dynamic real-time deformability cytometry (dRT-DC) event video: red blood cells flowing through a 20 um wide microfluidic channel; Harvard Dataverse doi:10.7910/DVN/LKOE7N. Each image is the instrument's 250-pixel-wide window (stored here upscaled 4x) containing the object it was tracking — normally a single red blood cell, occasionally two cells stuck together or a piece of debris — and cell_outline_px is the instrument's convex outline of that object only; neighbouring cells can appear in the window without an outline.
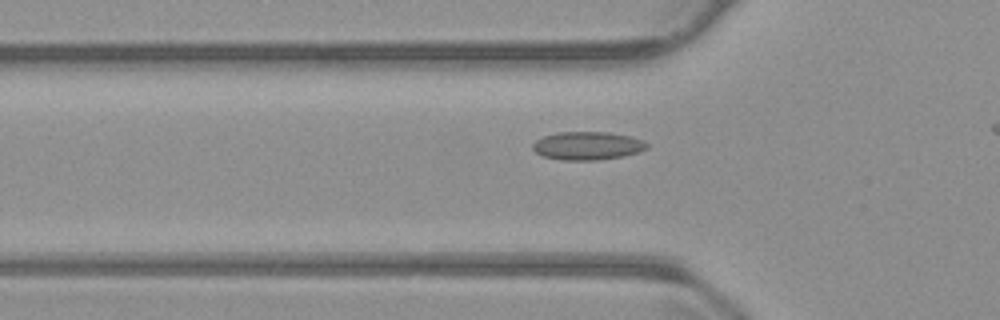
{"species": "common noctule bat (a hibernating species)", "species_latin": "Nyctalus noctula", "temperature_condition": "warm", "stored_images_in_passage": 37, "camera_frame_rate_fps": 3000, "um_per_image_px": 0.085, "animal": {"sex": "male", "body_mass_g": 23.1, "forearm_length_mm": 52.7}, "frame": {"image": 1, "passage_image": 11, "time_ms": 3.333, "image_size_px": [1000, 320], "cell_outline_px": [[648, 148], [640, 152], [624, 156], [596, 160], [560, 160], [544, 156], [536, 152], [532, 148], [532, 144], [536, 140], [544, 136], [556, 132], [608, 132], [632, 136], [648, 144]], "centroid_in_image_um": [49.94, 12.39], "position_along_channel_um": 75.9, "area_um2": 18.84}}
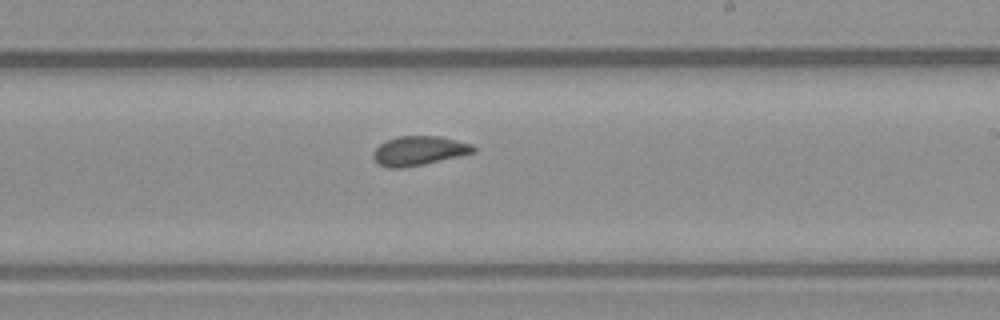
{"frame": {"image": 2, "passage_image": 25, "time_ms": 8.0, "image_size_px": [1000, 320], "cell_outline_px": [[476, 152], [424, 164], [400, 168], [388, 168], [380, 164], [372, 156], [376, 148], [384, 140], [396, 136], [440, 136], [472, 144], [476, 148]], "centroid_in_image_um": [35.61, 12.8], "position_along_channel_um": 253.4, "area_um2": 17.05}}
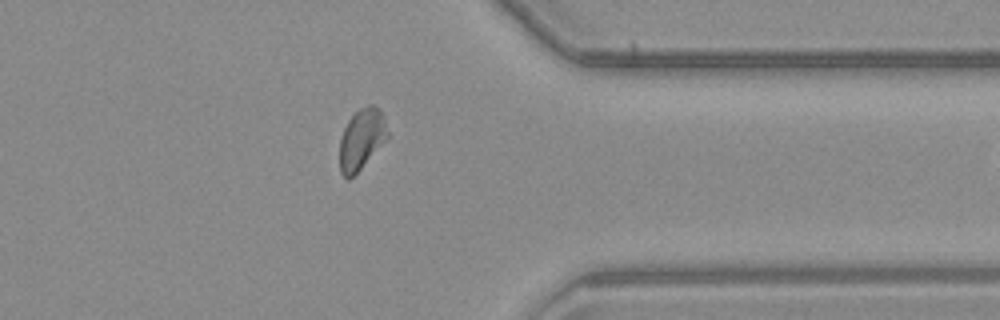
{"frame": {"image": 3, "passage_image": 36, "time_ms": 11.667, "image_size_px": [1000, 320], "cell_outline_px": [[388, 136], [360, 168], [348, 180], [340, 172], [340, 140], [344, 128], [348, 120], [360, 108], [368, 104], [372, 104], [384, 116], [388, 132]], "centroid_in_image_um": [30.71, 11.8], "position_along_channel_um": 380.7, "area_um2": 16.42}}